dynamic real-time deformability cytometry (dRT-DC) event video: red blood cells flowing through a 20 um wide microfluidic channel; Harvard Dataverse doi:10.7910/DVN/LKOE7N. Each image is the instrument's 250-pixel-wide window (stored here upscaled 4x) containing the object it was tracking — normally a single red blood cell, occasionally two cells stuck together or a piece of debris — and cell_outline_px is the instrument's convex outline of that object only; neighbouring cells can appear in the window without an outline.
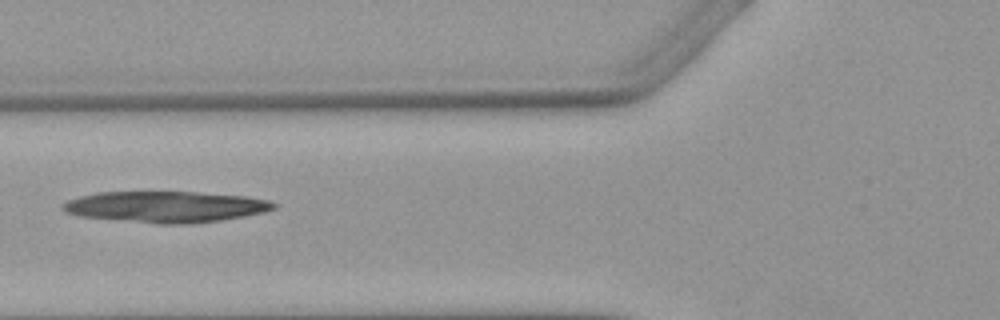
{"species": "Egyptian fruit bat (a non-hibernating species)", "species_latin": "Rousettus aegyptiacus", "temperature_condition": "warm", "stored_images_in_passage": 3, "camera_frame_rate_fps": 3000, "um_per_image_px": 0.085, "animal": {"sex": "female"}, "frame": {"image": 1, "passage_image": 3, "time_ms": 2.333, "image_size_px": [1000, 320], "cell_outline_px": [[276, 208], [264, 212], [244, 216], [220, 220], [192, 224], [156, 224], [80, 216], [64, 212], [60, 208], [60, 204], [68, 200], [80, 196], [100, 192], [196, 192], [244, 196], [268, 200], [276, 204]], "centroid_in_image_um": [14.05, 17.58], "position_along_channel_um": 111.8, "area_um2": 38.38}}